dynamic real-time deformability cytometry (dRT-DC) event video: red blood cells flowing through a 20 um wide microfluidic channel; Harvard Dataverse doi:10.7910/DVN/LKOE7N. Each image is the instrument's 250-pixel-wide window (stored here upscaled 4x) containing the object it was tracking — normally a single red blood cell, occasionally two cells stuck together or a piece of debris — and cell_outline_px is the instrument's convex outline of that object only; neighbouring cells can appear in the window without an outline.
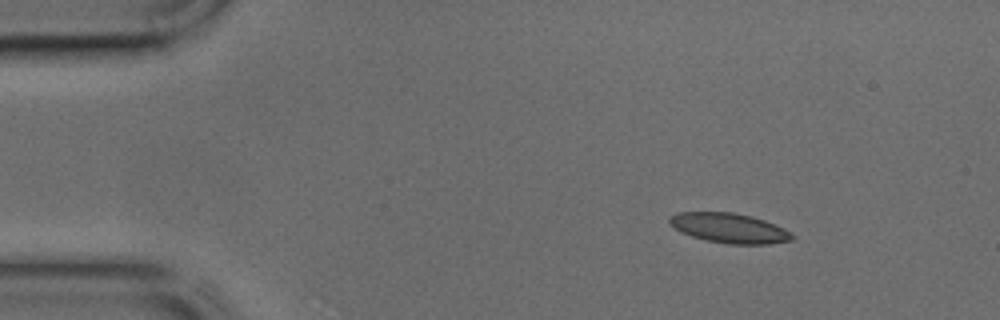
{"species": "common noctule bat (a hibernating species)", "species_latin": "Nyctalus noctula", "temperature_condition": "cold", "stored_images_in_passage": 39, "camera_frame_rate_fps": 3000, "um_per_image_px": 0.085, "animal": {"sex": "male", "body_mass_g": 17.9, "forearm_length_mm": 54.2}, "frame": {"image": 1, "passage_image": 1, "time_ms": 0.0, "image_size_px": [1000, 320], "cell_outline_px": [[796, 236], [792, 240], [768, 244], [728, 244], [708, 240], [692, 236], [668, 224], [668, 216], [676, 212], [732, 212], [752, 216], [764, 220], [784, 228]], "centroid_in_image_um": [61.99, 19.37], "position_along_channel_um": 23.0, "area_um2": 21.27}}
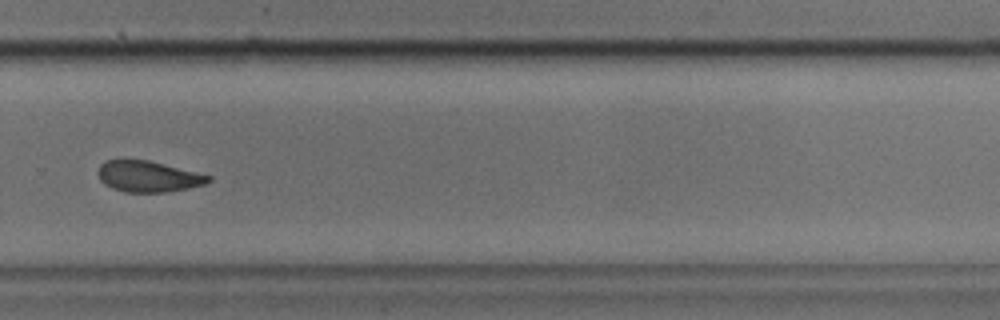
{"frame": {"image": 2, "passage_image": 25, "time_ms": 8.0, "image_size_px": [1000, 320], "cell_outline_px": [[212, 180], [204, 184], [188, 188], [164, 192], [124, 192], [112, 188], [104, 184], [100, 180], [96, 172], [100, 164], [104, 160], [124, 156], [148, 160], [212, 176]], "centroid_in_image_um": [12.49, 14.95], "position_along_channel_um": 317.3, "area_um2": 20.58}}
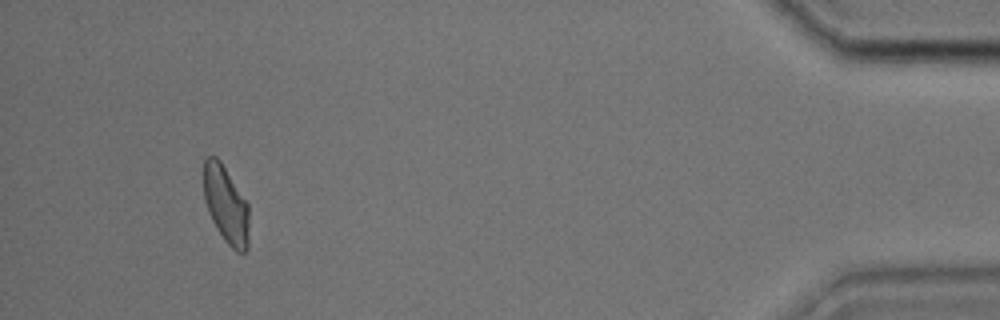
{"frame": {"image": 3, "passage_image": 36, "time_ms": 11.667, "image_size_px": [1000, 320], "cell_outline_px": [[248, 248], [244, 252], [236, 252], [224, 240], [216, 228], [208, 212], [204, 200], [204, 160], [208, 156], [216, 156], [220, 160], [248, 204]], "centroid_in_image_um": [19.2, 17.41], "position_along_channel_um": 416.0, "area_um2": 20.35}}